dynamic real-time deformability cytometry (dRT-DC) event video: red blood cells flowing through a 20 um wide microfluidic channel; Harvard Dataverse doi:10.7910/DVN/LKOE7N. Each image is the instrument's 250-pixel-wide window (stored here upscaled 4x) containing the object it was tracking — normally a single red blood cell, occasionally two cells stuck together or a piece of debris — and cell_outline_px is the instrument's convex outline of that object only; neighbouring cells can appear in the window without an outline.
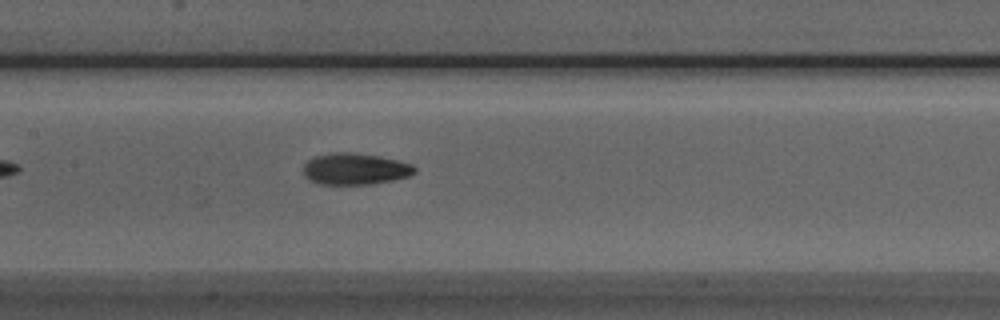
{"species": "Egyptian fruit bat (a non-hibernating species)", "species_latin": "Rousettus aegyptiacus", "temperature_condition": "room temperature", "stored_images_in_passage": 36, "camera_frame_rate_fps": 3000, "um_per_image_px": 0.085, "animal": {"sex": "male"}, "frame": {"image": 1, "passage_image": 9, "time_ms": 2.667, "image_size_px": [1000, 320], "cell_outline_px": [[416, 172], [408, 176], [392, 180], [372, 184], [320, 184], [308, 180], [304, 176], [304, 164], [308, 160], [316, 156], [332, 152], [352, 152], [380, 156], [412, 164], [416, 168]], "centroid_in_image_um": [30.17, 14.35], "position_along_channel_um": 177.2, "area_um2": 20.46}}
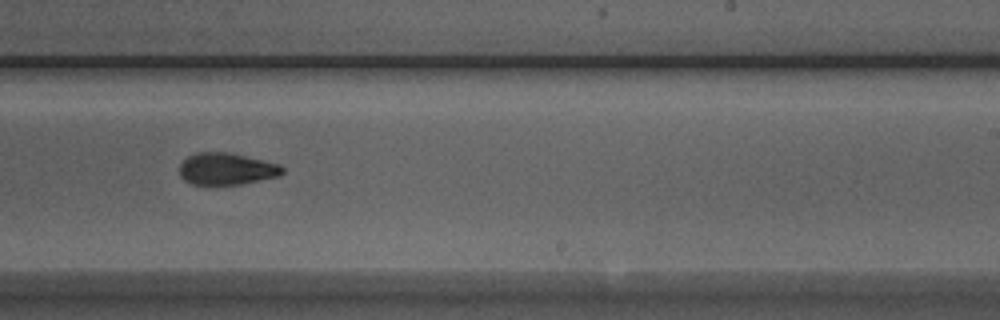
{"frame": {"image": 2, "passage_image": 16, "time_ms": 5.0, "image_size_px": [1000, 320], "cell_outline_px": [[284, 172], [280, 176], [240, 184], [192, 184], [184, 180], [180, 176], [180, 164], [188, 156], [196, 152], [232, 152], [280, 164], [284, 168]], "centroid_in_image_um": [19.28, 14.34], "position_along_channel_um": 269.7, "area_um2": 19.25}}
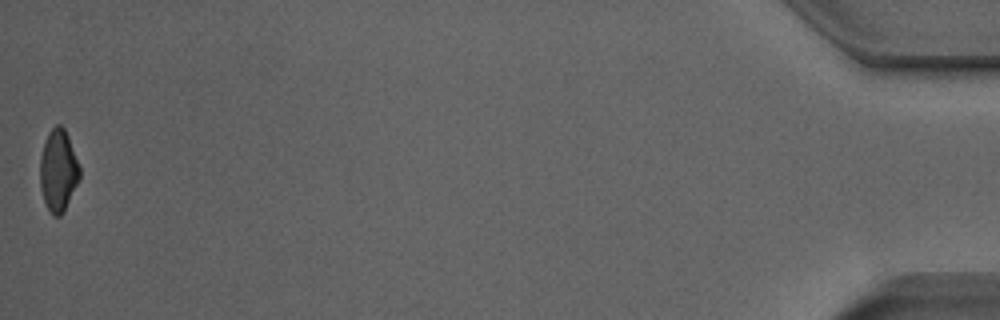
{"frame": {"image": 3, "passage_image": 36, "time_ms": 11.667, "image_size_px": [1000, 320], "cell_outline_px": [[80, 176], [64, 212], [60, 216], [52, 216], [44, 200], [40, 188], [40, 156], [48, 132], [56, 124], [60, 124], [64, 128], [68, 136], [80, 168]], "centroid_in_image_um": [4.94, 14.5], "position_along_channel_um": 430.3, "area_um2": 18.79}, "authors_computed_cell_mechanics": {"area_um2": 19.7965, "velocity_mm_per_s": 3.9775, "shape_relaxation_time_tau1_ms": 6.3849, "shape_relaxation_time_tau2_ms": 2.7379, "deformation_change_tau1": 0.1848, "deformation_change_tau2": 0.0823}}